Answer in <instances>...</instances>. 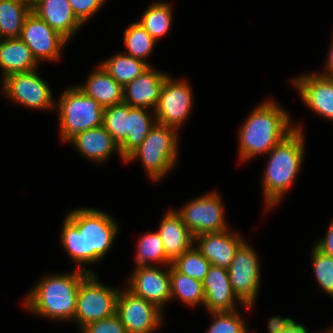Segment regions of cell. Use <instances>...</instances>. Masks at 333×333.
<instances>
[{"instance_id": "obj_3", "label": "cell", "mask_w": 333, "mask_h": 333, "mask_svg": "<svg viewBox=\"0 0 333 333\" xmlns=\"http://www.w3.org/2000/svg\"><path fill=\"white\" fill-rule=\"evenodd\" d=\"M277 143L268 153V161L262 175V191L265 210L279 205L296 181L305 155V135L301 124Z\"/></svg>"}, {"instance_id": "obj_29", "label": "cell", "mask_w": 333, "mask_h": 333, "mask_svg": "<svg viewBox=\"0 0 333 333\" xmlns=\"http://www.w3.org/2000/svg\"><path fill=\"white\" fill-rule=\"evenodd\" d=\"M136 248L135 267L158 266V264L161 267H168L172 263L166 256L162 239L157 231H147L146 234L141 235Z\"/></svg>"}, {"instance_id": "obj_22", "label": "cell", "mask_w": 333, "mask_h": 333, "mask_svg": "<svg viewBox=\"0 0 333 333\" xmlns=\"http://www.w3.org/2000/svg\"><path fill=\"white\" fill-rule=\"evenodd\" d=\"M85 84L77 86L103 108L123 103V87L116 82L105 68L98 64L86 78Z\"/></svg>"}, {"instance_id": "obj_41", "label": "cell", "mask_w": 333, "mask_h": 333, "mask_svg": "<svg viewBox=\"0 0 333 333\" xmlns=\"http://www.w3.org/2000/svg\"><path fill=\"white\" fill-rule=\"evenodd\" d=\"M321 333H333V327L328 328L327 330L325 329V331H323Z\"/></svg>"}, {"instance_id": "obj_10", "label": "cell", "mask_w": 333, "mask_h": 333, "mask_svg": "<svg viewBox=\"0 0 333 333\" xmlns=\"http://www.w3.org/2000/svg\"><path fill=\"white\" fill-rule=\"evenodd\" d=\"M225 204L216 191L193 198L176 212L194 237L203 233L228 230Z\"/></svg>"}, {"instance_id": "obj_21", "label": "cell", "mask_w": 333, "mask_h": 333, "mask_svg": "<svg viewBox=\"0 0 333 333\" xmlns=\"http://www.w3.org/2000/svg\"><path fill=\"white\" fill-rule=\"evenodd\" d=\"M156 231L162 239L166 256L171 262L194 246V235L175 209L170 208L163 215Z\"/></svg>"}, {"instance_id": "obj_32", "label": "cell", "mask_w": 333, "mask_h": 333, "mask_svg": "<svg viewBox=\"0 0 333 333\" xmlns=\"http://www.w3.org/2000/svg\"><path fill=\"white\" fill-rule=\"evenodd\" d=\"M171 265L182 274L203 282L209 271L210 262L196 249L195 246L182 253Z\"/></svg>"}, {"instance_id": "obj_33", "label": "cell", "mask_w": 333, "mask_h": 333, "mask_svg": "<svg viewBox=\"0 0 333 333\" xmlns=\"http://www.w3.org/2000/svg\"><path fill=\"white\" fill-rule=\"evenodd\" d=\"M310 254L317 284L326 294L333 297V257L323 254L314 246Z\"/></svg>"}, {"instance_id": "obj_16", "label": "cell", "mask_w": 333, "mask_h": 333, "mask_svg": "<svg viewBox=\"0 0 333 333\" xmlns=\"http://www.w3.org/2000/svg\"><path fill=\"white\" fill-rule=\"evenodd\" d=\"M204 308L210 312H233L237 306L250 310L244 306L233 293L228 270L211 265L203 280Z\"/></svg>"}, {"instance_id": "obj_34", "label": "cell", "mask_w": 333, "mask_h": 333, "mask_svg": "<svg viewBox=\"0 0 333 333\" xmlns=\"http://www.w3.org/2000/svg\"><path fill=\"white\" fill-rule=\"evenodd\" d=\"M209 315L213 321L206 333H245L249 329L247 320L238 309L233 312H210Z\"/></svg>"}, {"instance_id": "obj_19", "label": "cell", "mask_w": 333, "mask_h": 333, "mask_svg": "<svg viewBox=\"0 0 333 333\" xmlns=\"http://www.w3.org/2000/svg\"><path fill=\"white\" fill-rule=\"evenodd\" d=\"M32 12L68 42L84 26L74 14L68 0H39L32 7Z\"/></svg>"}, {"instance_id": "obj_9", "label": "cell", "mask_w": 333, "mask_h": 333, "mask_svg": "<svg viewBox=\"0 0 333 333\" xmlns=\"http://www.w3.org/2000/svg\"><path fill=\"white\" fill-rule=\"evenodd\" d=\"M233 293L238 300L251 309L258 298L261 282V266L258 253L244 241L236 250L227 268Z\"/></svg>"}, {"instance_id": "obj_39", "label": "cell", "mask_w": 333, "mask_h": 333, "mask_svg": "<svg viewBox=\"0 0 333 333\" xmlns=\"http://www.w3.org/2000/svg\"><path fill=\"white\" fill-rule=\"evenodd\" d=\"M325 67V71L323 72H318L319 74L332 78L333 79V37H332V41L330 44V49L327 55V61L324 65Z\"/></svg>"}, {"instance_id": "obj_38", "label": "cell", "mask_w": 333, "mask_h": 333, "mask_svg": "<svg viewBox=\"0 0 333 333\" xmlns=\"http://www.w3.org/2000/svg\"><path fill=\"white\" fill-rule=\"evenodd\" d=\"M323 254L333 257V218L326 231V235L313 244Z\"/></svg>"}, {"instance_id": "obj_2", "label": "cell", "mask_w": 333, "mask_h": 333, "mask_svg": "<svg viewBox=\"0 0 333 333\" xmlns=\"http://www.w3.org/2000/svg\"><path fill=\"white\" fill-rule=\"evenodd\" d=\"M290 113L273 99L258 104L242 123L238 132V156L245 162L257 155H266L286 137L294 124Z\"/></svg>"}, {"instance_id": "obj_5", "label": "cell", "mask_w": 333, "mask_h": 333, "mask_svg": "<svg viewBox=\"0 0 333 333\" xmlns=\"http://www.w3.org/2000/svg\"><path fill=\"white\" fill-rule=\"evenodd\" d=\"M179 130L156 123L143 142L126 158V163L139 159L151 181H161L177 165Z\"/></svg>"}, {"instance_id": "obj_4", "label": "cell", "mask_w": 333, "mask_h": 333, "mask_svg": "<svg viewBox=\"0 0 333 333\" xmlns=\"http://www.w3.org/2000/svg\"><path fill=\"white\" fill-rule=\"evenodd\" d=\"M88 274L77 268L73 272L46 274L27 293L22 304L28 312L50 321L73 322L79 286Z\"/></svg>"}, {"instance_id": "obj_31", "label": "cell", "mask_w": 333, "mask_h": 333, "mask_svg": "<svg viewBox=\"0 0 333 333\" xmlns=\"http://www.w3.org/2000/svg\"><path fill=\"white\" fill-rule=\"evenodd\" d=\"M129 105L120 103L104 108L103 126L120 146L128 134Z\"/></svg>"}, {"instance_id": "obj_18", "label": "cell", "mask_w": 333, "mask_h": 333, "mask_svg": "<svg viewBox=\"0 0 333 333\" xmlns=\"http://www.w3.org/2000/svg\"><path fill=\"white\" fill-rule=\"evenodd\" d=\"M169 74L151 65L123 87V103L132 107L152 108L154 111L164 82Z\"/></svg>"}, {"instance_id": "obj_13", "label": "cell", "mask_w": 333, "mask_h": 333, "mask_svg": "<svg viewBox=\"0 0 333 333\" xmlns=\"http://www.w3.org/2000/svg\"><path fill=\"white\" fill-rule=\"evenodd\" d=\"M30 48L33 57L42 61L55 62L62 58V51L68 41L54 31L35 13L26 17L19 37Z\"/></svg>"}, {"instance_id": "obj_36", "label": "cell", "mask_w": 333, "mask_h": 333, "mask_svg": "<svg viewBox=\"0 0 333 333\" xmlns=\"http://www.w3.org/2000/svg\"><path fill=\"white\" fill-rule=\"evenodd\" d=\"M81 333H127L125 326L122 324L120 318L115 314L114 316L97 320L84 326Z\"/></svg>"}, {"instance_id": "obj_14", "label": "cell", "mask_w": 333, "mask_h": 333, "mask_svg": "<svg viewBox=\"0 0 333 333\" xmlns=\"http://www.w3.org/2000/svg\"><path fill=\"white\" fill-rule=\"evenodd\" d=\"M126 283L125 287L135 296L155 304L162 311L171 302L170 265L165 270L159 266H137Z\"/></svg>"}, {"instance_id": "obj_25", "label": "cell", "mask_w": 333, "mask_h": 333, "mask_svg": "<svg viewBox=\"0 0 333 333\" xmlns=\"http://www.w3.org/2000/svg\"><path fill=\"white\" fill-rule=\"evenodd\" d=\"M32 6L26 0H0V39L18 38Z\"/></svg>"}, {"instance_id": "obj_11", "label": "cell", "mask_w": 333, "mask_h": 333, "mask_svg": "<svg viewBox=\"0 0 333 333\" xmlns=\"http://www.w3.org/2000/svg\"><path fill=\"white\" fill-rule=\"evenodd\" d=\"M173 79L167 76L154 113L158 124L179 130L192 113L193 89L186 79Z\"/></svg>"}, {"instance_id": "obj_1", "label": "cell", "mask_w": 333, "mask_h": 333, "mask_svg": "<svg viewBox=\"0 0 333 333\" xmlns=\"http://www.w3.org/2000/svg\"><path fill=\"white\" fill-rule=\"evenodd\" d=\"M118 231L117 220L108 212L93 207H80L66 214L60 242L70 260L77 264V269L93 273L85 265L96 264L108 254Z\"/></svg>"}, {"instance_id": "obj_26", "label": "cell", "mask_w": 333, "mask_h": 333, "mask_svg": "<svg viewBox=\"0 0 333 333\" xmlns=\"http://www.w3.org/2000/svg\"><path fill=\"white\" fill-rule=\"evenodd\" d=\"M173 14L172 5L169 2L158 0L148 5L138 22L158 41L170 31Z\"/></svg>"}, {"instance_id": "obj_42", "label": "cell", "mask_w": 333, "mask_h": 333, "mask_svg": "<svg viewBox=\"0 0 333 333\" xmlns=\"http://www.w3.org/2000/svg\"><path fill=\"white\" fill-rule=\"evenodd\" d=\"M39 0H30V5L33 7Z\"/></svg>"}, {"instance_id": "obj_7", "label": "cell", "mask_w": 333, "mask_h": 333, "mask_svg": "<svg viewBox=\"0 0 333 333\" xmlns=\"http://www.w3.org/2000/svg\"><path fill=\"white\" fill-rule=\"evenodd\" d=\"M120 288L98 281V274L89 273L79 286L73 322L82 329L89 323L116 314V301Z\"/></svg>"}, {"instance_id": "obj_40", "label": "cell", "mask_w": 333, "mask_h": 333, "mask_svg": "<svg viewBox=\"0 0 333 333\" xmlns=\"http://www.w3.org/2000/svg\"><path fill=\"white\" fill-rule=\"evenodd\" d=\"M286 333H310L305 325L299 322H294V324L289 328Z\"/></svg>"}, {"instance_id": "obj_37", "label": "cell", "mask_w": 333, "mask_h": 333, "mask_svg": "<svg viewBox=\"0 0 333 333\" xmlns=\"http://www.w3.org/2000/svg\"><path fill=\"white\" fill-rule=\"evenodd\" d=\"M294 322L290 317L273 316L267 324L268 333H286Z\"/></svg>"}, {"instance_id": "obj_12", "label": "cell", "mask_w": 333, "mask_h": 333, "mask_svg": "<svg viewBox=\"0 0 333 333\" xmlns=\"http://www.w3.org/2000/svg\"><path fill=\"white\" fill-rule=\"evenodd\" d=\"M120 288L116 301V315L127 333H154L163 324L164 313L155 304L135 296L126 287Z\"/></svg>"}, {"instance_id": "obj_27", "label": "cell", "mask_w": 333, "mask_h": 333, "mask_svg": "<svg viewBox=\"0 0 333 333\" xmlns=\"http://www.w3.org/2000/svg\"><path fill=\"white\" fill-rule=\"evenodd\" d=\"M122 87L140 76L149 67L143 60L126 53H116L100 63Z\"/></svg>"}, {"instance_id": "obj_30", "label": "cell", "mask_w": 333, "mask_h": 333, "mask_svg": "<svg viewBox=\"0 0 333 333\" xmlns=\"http://www.w3.org/2000/svg\"><path fill=\"white\" fill-rule=\"evenodd\" d=\"M123 41L126 47L124 53L143 60L151 66L146 59L151 55L152 51H154L157 41L138 21L130 24L129 27L125 29Z\"/></svg>"}, {"instance_id": "obj_15", "label": "cell", "mask_w": 333, "mask_h": 333, "mask_svg": "<svg viewBox=\"0 0 333 333\" xmlns=\"http://www.w3.org/2000/svg\"><path fill=\"white\" fill-rule=\"evenodd\" d=\"M291 84L302 102L320 117L333 121V79L318 72L296 75Z\"/></svg>"}, {"instance_id": "obj_28", "label": "cell", "mask_w": 333, "mask_h": 333, "mask_svg": "<svg viewBox=\"0 0 333 333\" xmlns=\"http://www.w3.org/2000/svg\"><path fill=\"white\" fill-rule=\"evenodd\" d=\"M171 301L179 299L186 306H204V288L201 281L178 272L170 265Z\"/></svg>"}, {"instance_id": "obj_8", "label": "cell", "mask_w": 333, "mask_h": 333, "mask_svg": "<svg viewBox=\"0 0 333 333\" xmlns=\"http://www.w3.org/2000/svg\"><path fill=\"white\" fill-rule=\"evenodd\" d=\"M6 98L28 109L55 110V99L50 86L37 69L30 72L13 73L1 80Z\"/></svg>"}, {"instance_id": "obj_6", "label": "cell", "mask_w": 333, "mask_h": 333, "mask_svg": "<svg viewBox=\"0 0 333 333\" xmlns=\"http://www.w3.org/2000/svg\"><path fill=\"white\" fill-rule=\"evenodd\" d=\"M55 110L59 114L60 140L66 143L82 131L103 125L104 108L77 85L64 89Z\"/></svg>"}, {"instance_id": "obj_24", "label": "cell", "mask_w": 333, "mask_h": 333, "mask_svg": "<svg viewBox=\"0 0 333 333\" xmlns=\"http://www.w3.org/2000/svg\"><path fill=\"white\" fill-rule=\"evenodd\" d=\"M156 123L154 111L129 106L128 134L125 141L119 146L124 159L143 142Z\"/></svg>"}, {"instance_id": "obj_20", "label": "cell", "mask_w": 333, "mask_h": 333, "mask_svg": "<svg viewBox=\"0 0 333 333\" xmlns=\"http://www.w3.org/2000/svg\"><path fill=\"white\" fill-rule=\"evenodd\" d=\"M68 143L72 144L84 158L97 164L106 162L115 152L125 162V159L121 156L119 146L103 125L76 134Z\"/></svg>"}, {"instance_id": "obj_35", "label": "cell", "mask_w": 333, "mask_h": 333, "mask_svg": "<svg viewBox=\"0 0 333 333\" xmlns=\"http://www.w3.org/2000/svg\"><path fill=\"white\" fill-rule=\"evenodd\" d=\"M77 18L85 25L92 18L107 0H68Z\"/></svg>"}, {"instance_id": "obj_17", "label": "cell", "mask_w": 333, "mask_h": 333, "mask_svg": "<svg viewBox=\"0 0 333 333\" xmlns=\"http://www.w3.org/2000/svg\"><path fill=\"white\" fill-rule=\"evenodd\" d=\"M245 241L231 228L226 231L203 233L194 237V246L210 262L217 267L228 268L235 256L236 250Z\"/></svg>"}, {"instance_id": "obj_23", "label": "cell", "mask_w": 333, "mask_h": 333, "mask_svg": "<svg viewBox=\"0 0 333 333\" xmlns=\"http://www.w3.org/2000/svg\"><path fill=\"white\" fill-rule=\"evenodd\" d=\"M39 65L30 48L19 37L0 39L1 79L13 73L36 70Z\"/></svg>"}]
</instances>
